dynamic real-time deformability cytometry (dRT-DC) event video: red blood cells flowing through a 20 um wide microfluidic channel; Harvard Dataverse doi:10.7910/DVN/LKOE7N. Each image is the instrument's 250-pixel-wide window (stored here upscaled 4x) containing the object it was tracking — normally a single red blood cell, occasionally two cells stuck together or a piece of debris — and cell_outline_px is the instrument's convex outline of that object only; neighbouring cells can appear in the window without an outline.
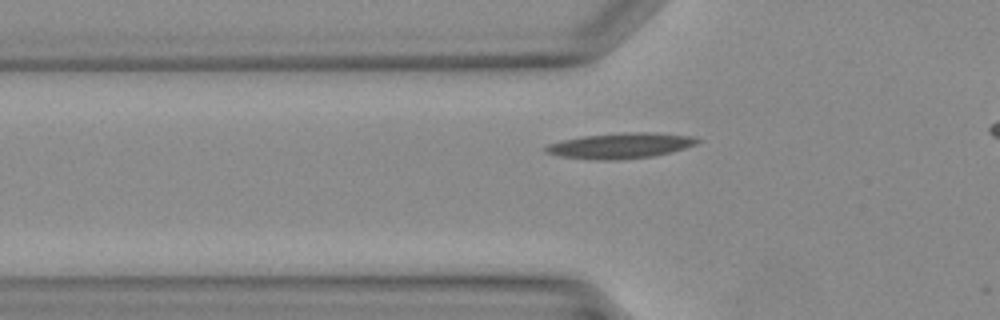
{"species": "Egyptian fruit bat (a non-hibernating species)", "species_latin": "Rousettus aegyptiacus", "temperature_condition": "warm", "stored_images_in_passage": 27, "camera_frame_rate_fps": 3000, "um_per_image_px": 0.085, "animal": {"sex": "female"}, "frame": {"image": 1, "passage_image": 5, "time_ms": 1.333, "image_size_px": [1000, 320], "cell_outline_px": [[700, 140], [696, 144], [684, 148], [652, 156], [620, 160], [596, 160], [560, 156], [544, 152], [544, 148], [548, 144], [560, 140], [584, 136], [624, 132], [648, 132], [692, 136]], "centroid_in_image_um": [52.68, 12.38], "position_along_channel_um": 73.1, "area_um2": 22.43}}
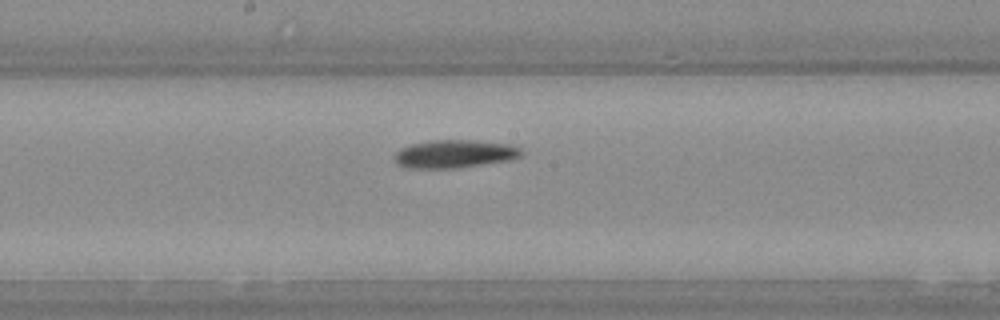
{"frame": {"image": 2, "passage_image": 13, "time_ms": 4.0, "image_size_px": [1000, 320], "cell_outline_px": [[524, 152], [520, 156], [508, 160], [484, 164], [456, 168], [408, 168], [396, 164], [396, 152], [400, 148], [412, 144], [432, 140], [472, 140], [512, 144], [520, 148]], "centroid_in_image_um": [38.66, 13.08], "position_along_channel_um": 209.5, "area_um2": 20.69}}
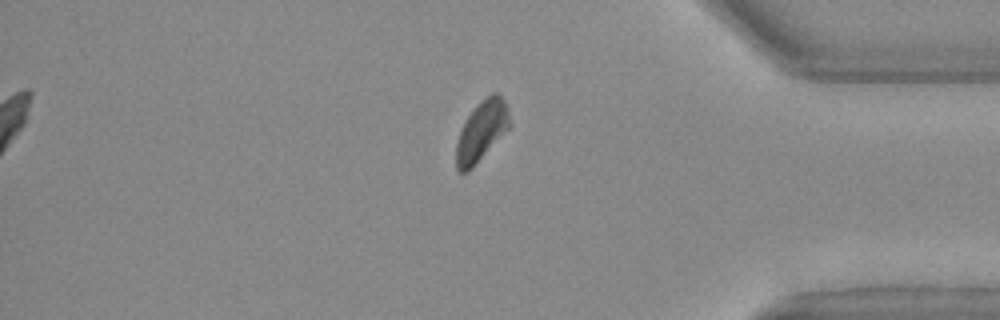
{"frame": {"image": 3, "passage_image": 25, "time_ms": 8.0, "image_size_px": [1000, 320], "cell_outline_px": [[512, 124], [472, 168], [468, 172], [460, 172], [456, 168], [456, 144], [460, 132], [468, 116], [476, 104], [480, 100], [492, 92], [496, 92], [508, 104]], "centroid_in_image_um": [40.96, 11.1], "position_along_channel_um": 394.2, "area_um2": 18.73}}